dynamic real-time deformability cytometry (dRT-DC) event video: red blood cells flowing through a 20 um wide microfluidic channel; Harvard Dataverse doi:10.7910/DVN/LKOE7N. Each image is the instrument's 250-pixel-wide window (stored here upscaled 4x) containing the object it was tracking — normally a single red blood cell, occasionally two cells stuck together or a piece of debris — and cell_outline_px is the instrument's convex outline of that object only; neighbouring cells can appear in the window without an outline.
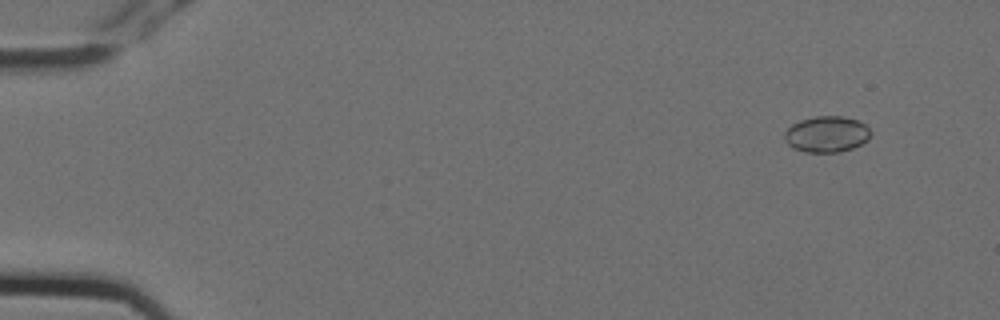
{"species": "Egyptian fruit bat (a non-hibernating species)", "species_latin": "Rousettus aegyptiacus", "temperature_condition": "cold", "stored_images_in_passage": 9, "camera_frame_rate_fps": 3000, "um_per_image_px": 0.085, "animal": {"sex": "female"}, "frame": {"image": 1, "passage_image": 2, "time_ms": 0.333, "image_size_px": [1000, 320], "cell_outline_px": [[872, 132], [868, 140], [852, 148], [840, 152], [804, 152], [788, 144], [784, 140], [784, 132], [792, 124], [800, 120], [816, 116], [840, 116], [860, 120]], "centroid_in_image_um": [70.28, 11.4], "position_along_channel_um": 14.7, "area_um2": 18.15}}
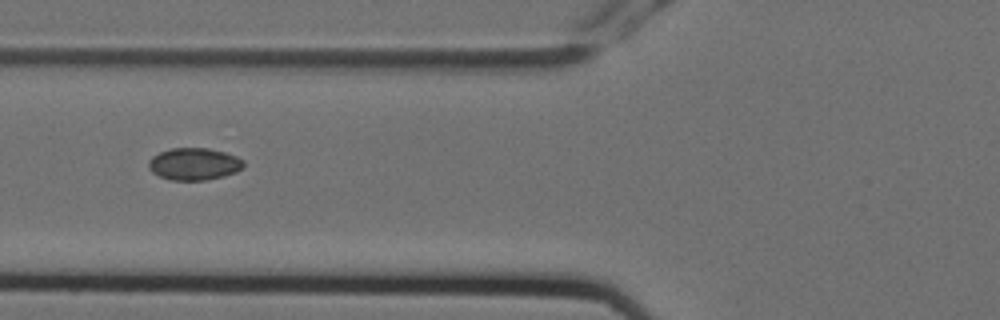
{"frame": {"image": 2, "passage_image": 7, "time_ms": 2.0, "image_size_px": [1000, 320], "cell_outline_px": [[244, 168], [236, 172], [224, 176], [204, 180], [168, 180], [152, 172], [148, 168], [148, 160], [152, 156], [160, 152], [172, 148], [208, 148], [224, 152], [236, 156], [244, 160]], "centroid_in_image_um": [16.5, 13.94], "position_along_channel_um": 109.3, "area_um2": 17.92}}
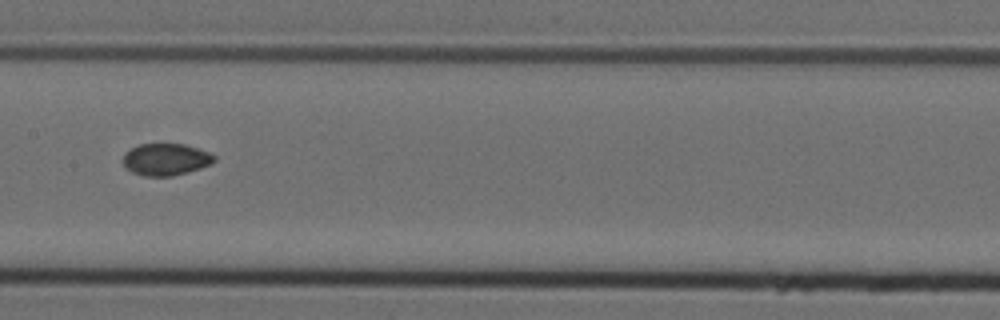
{"frame": {"image": 3, "passage_image": 9, "time_ms": 2.667, "image_size_px": [1000, 320], "cell_outline_px": [[216, 160], [212, 164], [188, 172], [172, 176], [144, 176], [132, 172], [124, 164], [124, 152], [140, 144], [184, 144], [208, 152], [216, 156]], "centroid_in_image_um": [14.12, 13.55], "position_along_channel_um": 193.3, "area_um2": 16.88}}